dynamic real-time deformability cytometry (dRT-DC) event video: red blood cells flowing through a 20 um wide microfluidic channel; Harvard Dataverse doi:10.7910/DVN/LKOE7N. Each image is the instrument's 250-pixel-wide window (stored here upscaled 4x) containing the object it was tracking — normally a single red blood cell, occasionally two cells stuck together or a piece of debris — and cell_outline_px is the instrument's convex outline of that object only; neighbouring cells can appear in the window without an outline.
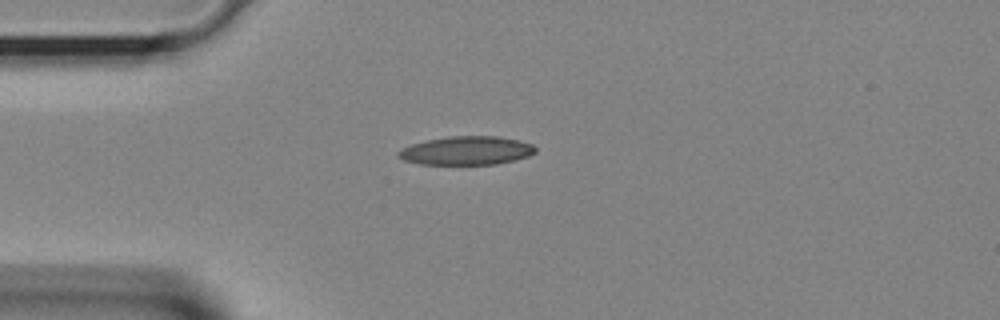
{"species": "Egyptian fruit bat (a non-hibernating species)", "species_latin": "Rousettus aegyptiacus", "temperature_condition": "room temperature", "stored_images_in_passage": 16, "camera_frame_rate_fps": 3000, "um_per_image_px": 0.085, "animal": {"sex": "female"}, "frame": {"image": 1, "passage_image": 1, "time_ms": 0.0, "image_size_px": [1000, 320], "cell_outline_px": [[536, 152], [528, 156], [516, 160], [496, 164], [420, 164], [404, 160], [396, 156], [396, 152], [412, 144], [428, 140], [448, 136], [496, 136], [516, 140], [532, 144], [536, 148]], "centroid_in_image_um": [39.65, 12.8], "position_along_channel_um": 45.3, "area_um2": 22.72}}
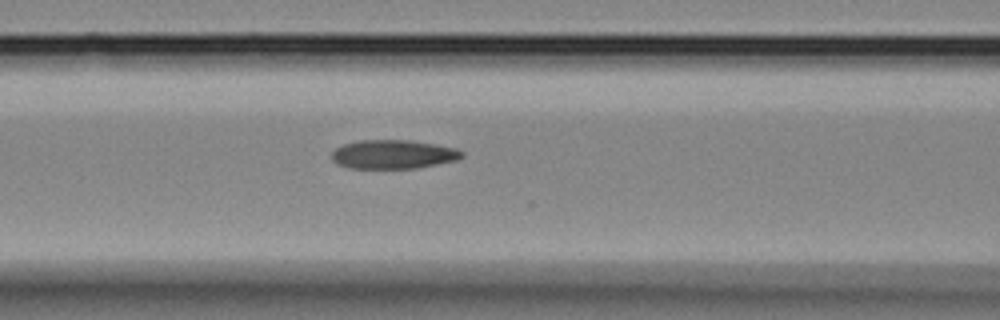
{"frame": {"image": 2, "passage_image": 7, "time_ms": 2.0, "image_size_px": [1000, 320], "cell_outline_px": [[464, 156], [456, 160], [416, 168], [348, 168], [336, 164], [332, 160], [332, 152], [336, 148], [344, 144], [360, 140], [412, 140], [436, 144], [456, 148], [464, 152]], "centroid_in_image_um": [33.42, 13.11], "position_along_channel_um": 133.2, "area_um2": 21.96}}
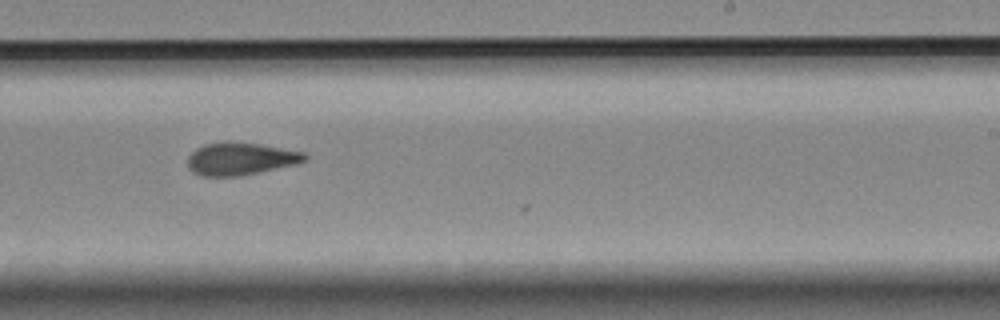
{"frame": {"image": 3, "passage_image": 15, "time_ms": 4.667, "image_size_px": [1000, 320], "cell_outline_px": [[308, 160], [296, 164], [240, 176], [204, 176], [192, 172], [188, 168], [188, 156], [196, 148], [204, 144], [228, 140], [260, 144], [304, 152], [308, 156]], "centroid_in_image_um": [20.44, 13.48], "position_along_channel_um": 268.6, "area_um2": 22.43}}